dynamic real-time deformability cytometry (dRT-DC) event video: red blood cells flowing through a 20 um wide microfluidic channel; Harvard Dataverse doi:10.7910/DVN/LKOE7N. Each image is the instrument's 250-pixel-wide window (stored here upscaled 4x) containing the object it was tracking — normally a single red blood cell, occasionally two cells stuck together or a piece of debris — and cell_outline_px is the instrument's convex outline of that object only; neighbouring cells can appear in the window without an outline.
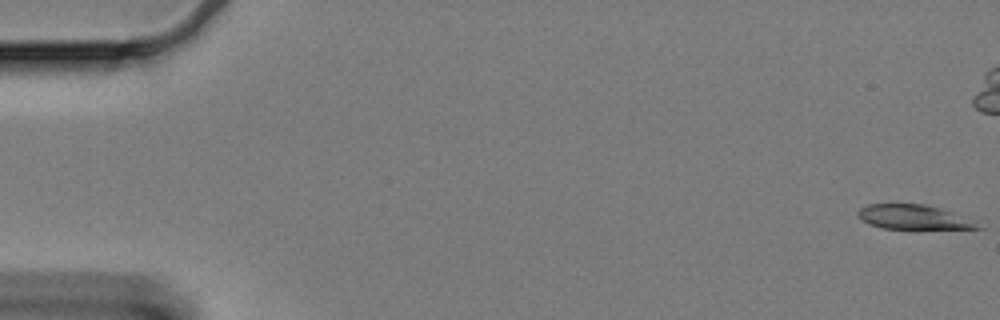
{"species": "Egyptian fruit bat (a non-hibernating species)", "species_latin": "Rousettus aegyptiacus", "temperature_condition": "cold", "stored_images_in_passage": 61, "camera_frame_rate_fps": 3000, "um_per_image_px": 0.085, "animal": {"sex": "female"}, "frame": {"image": 1, "passage_image": 1, "time_ms": 0.0, "image_size_px": [1000, 320], "cell_outline_px": [[984, 228], [916, 232], [912, 232], [880, 228], [868, 224], [860, 220], [856, 212], [860, 208], [868, 204], [924, 204], [940, 208], [952, 212]], "centroid_in_image_um": [77.6, 18.53], "position_along_channel_um": 7.4, "area_um2": 18.15}}
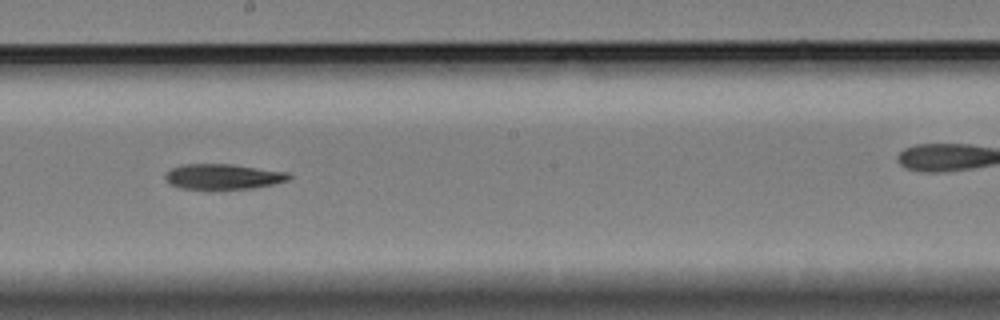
{"frame": {"image": 2, "passage_image": 34, "time_ms": 11.0, "image_size_px": [1000, 320], "cell_outline_px": [[292, 176], [288, 180], [272, 184], [252, 188], [208, 192], [180, 188], [172, 184], [164, 176], [164, 172], [172, 168], [184, 164], [232, 164], [288, 172]], "centroid_in_image_um": [18.93, 15.05], "position_along_channel_um": 229.3, "area_um2": 18.96}}
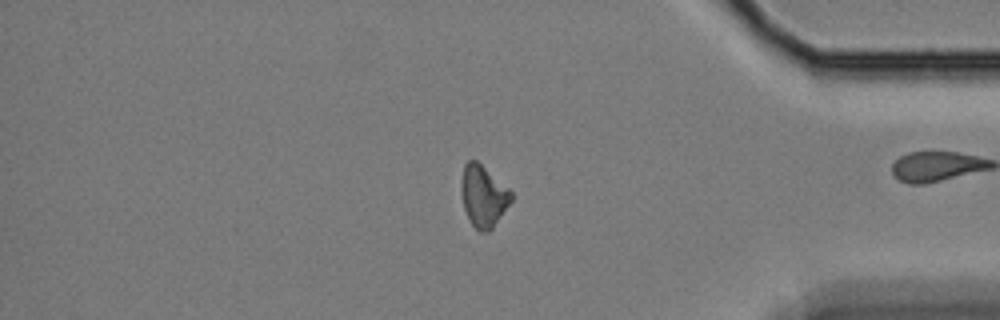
{"frame": {"image": 3, "passage_image": 51, "time_ms": 16.667, "image_size_px": [1000, 320], "cell_outline_px": [[512, 200], [492, 228], [488, 232], [480, 232], [472, 224], [464, 208], [460, 188], [460, 180], [464, 164], [468, 160], [476, 160], [508, 188], [512, 192]], "centroid_in_image_um": [41.06, 16.65], "position_along_channel_um": 394.1, "area_um2": 17.74}, "authors_computed_cell_mechanics": {"area_um2": 18.6116, "velocity_mm_per_s": 3.3271, "shape_relaxation_time_tau1_ms": 10.8488, "shape_relaxation_time_tau2_ms": null, "deformation_change_tau1": 0.1644, "deformation_change_tau2": null}}